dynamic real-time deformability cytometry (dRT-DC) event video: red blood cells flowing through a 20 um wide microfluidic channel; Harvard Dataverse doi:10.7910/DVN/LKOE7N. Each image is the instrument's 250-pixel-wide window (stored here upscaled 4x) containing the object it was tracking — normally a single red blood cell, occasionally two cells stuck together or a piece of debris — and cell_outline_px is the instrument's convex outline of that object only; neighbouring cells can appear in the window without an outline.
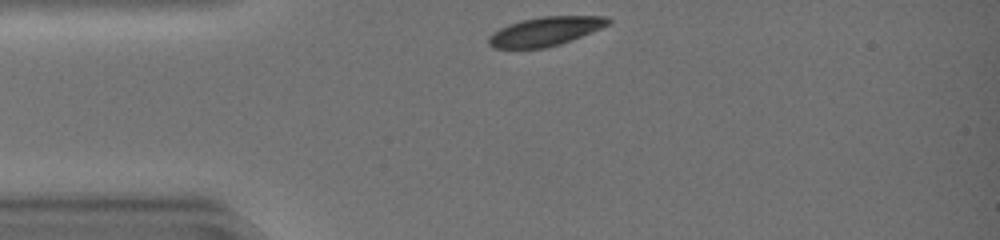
{"species": "common noctule bat (a hibernating species)", "species_latin": "Nyctalus noctula", "temperature_condition": "warm", "stored_images_in_passage": 30, "camera_frame_rate_fps": 3000, "um_per_image_px": 0.085, "animal": {"sex": "female", "body_mass_g": 19.0, "forearm_length_mm": 51.5}, "frame": {"image": 1, "passage_image": 1, "time_ms": 0.0, "image_size_px": [1000, 240], "cell_outline_px": [[612, 24], [572, 40], [560, 44], [544, 48], [492, 48], [488, 44], [488, 36], [492, 32], [508, 24], [540, 16], [608, 16], [612, 20]], "centroid_in_image_um": [46.38, 2.66], "position_along_channel_um": 38.6, "area_um2": 20.35}}
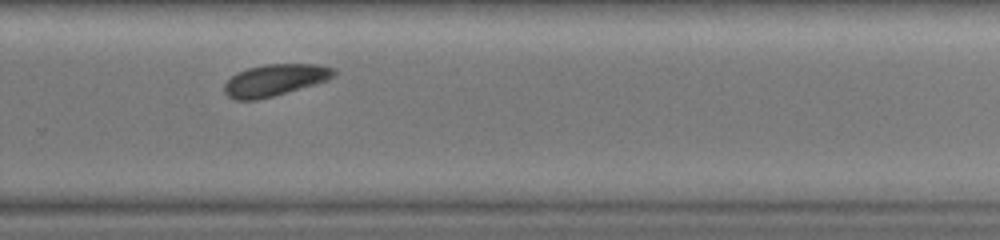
{"frame": {"image": 2, "passage_image": 22, "time_ms": 7.0, "image_size_px": [1000, 240], "cell_outline_px": [[336, 76], [328, 80], [316, 84], [272, 96], [256, 100], [236, 100], [228, 96], [224, 92], [224, 84], [236, 72], [248, 68], [264, 64], [316, 64], [336, 68]], "centroid_in_image_um": [23.39, 6.8], "position_along_channel_um": 306.4, "area_um2": 20.35}}
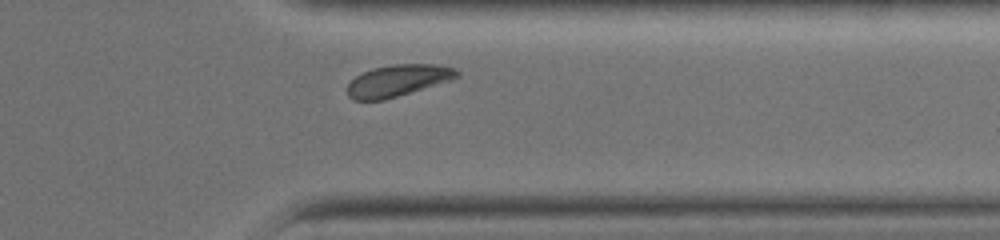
{"frame": {"image": 3, "passage_image": 27, "time_ms": 8.667, "image_size_px": [1000, 240], "cell_outline_px": [[460, 76], [452, 80], [384, 100], [352, 100], [348, 96], [348, 84], [356, 76], [372, 68], [392, 64], [440, 64], [456, 68], [460, 72]], "centroid_in_image_um": [33.86, 6.83], "position_along_channel_um": 377.5, "area_um2": 20.35}, "authors_computed_cell_mechanics": {"area_um2": 20.6057, "velocity_mm_per_s": 4.195, "shape_relaxation_time_tau1_ms": 1.5683, "shape_relaxation_time_tau2_ms": null, "deformation_change_tau1": 0.0959, "deformation_change_tau2": null}}